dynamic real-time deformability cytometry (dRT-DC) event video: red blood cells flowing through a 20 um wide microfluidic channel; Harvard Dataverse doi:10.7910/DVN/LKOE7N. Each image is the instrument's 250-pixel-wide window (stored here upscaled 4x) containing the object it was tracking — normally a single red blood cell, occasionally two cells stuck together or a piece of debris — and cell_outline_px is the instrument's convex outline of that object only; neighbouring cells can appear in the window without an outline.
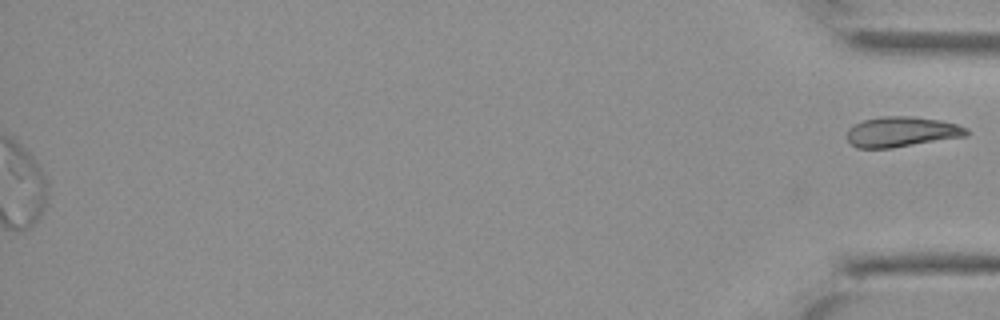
{"species": "Egyptian fruit bat (a non-hibernating species)", "species_latin": "Rousettus aegyptiacus", "temperature_condition": "cold", "stored_images_in_passage": 26, "segment_of_instrument_passage": [2, 2], "camera_frame_rate_fps": 3000, "um_per_image_px": 0.085, "animal": {"sex": "female"}, "frame": {"image": 1, "passage_image": 26, "time_ms": 8.333, "image_size_px": [1000, 320], "cell_outline_px": [[968, 136], [892, 148], [856, 148], [848, 140], [848, 128], [852, 124], [864, 120], [880, 116], [908, 116], [940, 120], [956, 124], [968, 128]], "centroid_in_image_um": [76.64, 11.2], "position_along_channel_um": 358.6, "area_um2": 21.15}}